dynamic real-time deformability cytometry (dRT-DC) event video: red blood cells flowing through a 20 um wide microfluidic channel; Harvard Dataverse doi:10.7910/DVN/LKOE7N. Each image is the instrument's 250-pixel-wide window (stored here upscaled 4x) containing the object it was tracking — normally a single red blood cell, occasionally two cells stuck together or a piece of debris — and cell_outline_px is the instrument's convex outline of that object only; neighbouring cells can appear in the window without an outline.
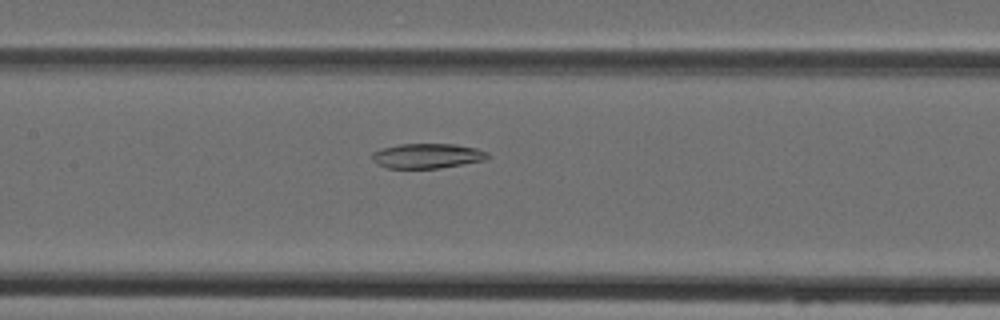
{"species": "Egyptian fruit bat (a non-hibernating species)", "species_latin": "Rousettus aegyptiacus", "temperature_condition": "cold", "stored_images_in_passage": 43, "camera_frame_rate_fps": 3000, "um_per_image_px": 0.085, "animal": {"sex": "female"}, "frame": {"image": 1, "passage_image": 23, "time_ms": 7.333, "image_size_px": [1000, 320], "cell_outline_px": [[492, 156], [484, 160], [440, 168], [388, 168], [376, 164], [372, 160], [372, 152], [380, 148], [400, 144], [456, 144], [476, 148], [488, 152]], "centroid_in_image_um": [36.31, 13.24], "position_along_channel_um": 171.1, "area_um2": 16.88}}
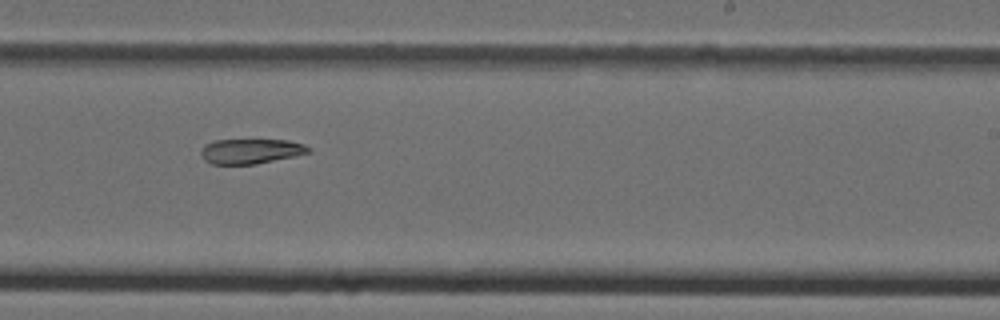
{"frame": {"image": 2, "passage_image": 30, "time_ms": 9.667, "image_size_px": [1000, 320], "cell_outline_px": [[312, 152], [296, 156], [256, 164], [212, 164], [204, 160], [200, 152], [204, 144], [216, 140], [288, 140], [304, 144], [312, 148]], "centroid_in_image_um": [21.35, 12.85], "position_along_channel_um": 267.6, "area_um2": 15.78}}
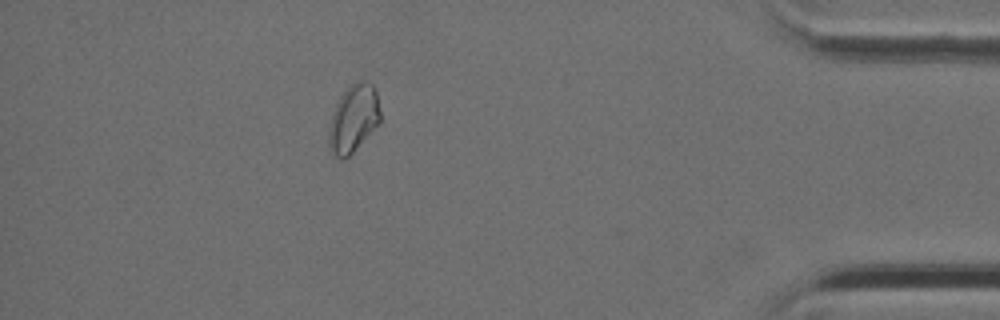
{"frame": {"image": 3, "passage_image": 43, "time_ms": 14.0, "image_size_px": [1000, 320], "cell_outline_px": [[380, 124], [344, 160], [340, 160], [332, 156], [328, 144], [328, 132], [332, 116], [336, 104], [340, 96], [348, 84], [356, 80], [368, 80], [372, 84], [376, 92], [380, 112]], "centroid_in_image_um": [30.04, 10.07], "position_along_channel_um": 405.2, "area_um2": 20.63}}